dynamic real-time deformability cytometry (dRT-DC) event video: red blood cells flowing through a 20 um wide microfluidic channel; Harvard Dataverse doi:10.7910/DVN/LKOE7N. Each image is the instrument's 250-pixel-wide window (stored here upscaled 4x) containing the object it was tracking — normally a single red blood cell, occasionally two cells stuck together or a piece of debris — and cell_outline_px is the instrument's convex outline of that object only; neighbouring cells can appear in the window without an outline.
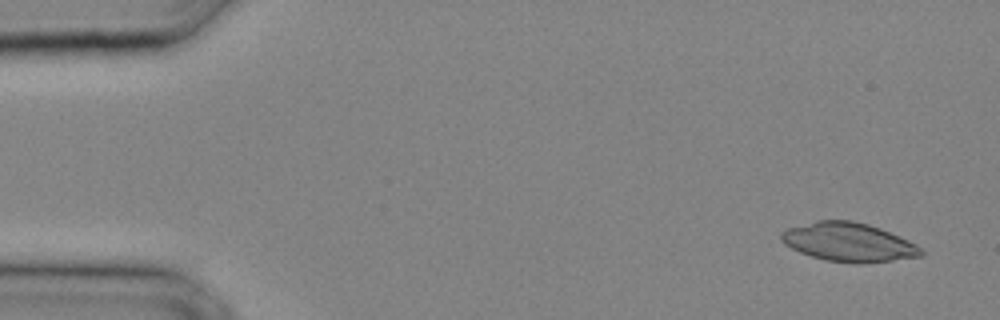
{"species": "common noctule bat (a hibernating species)", "species_latin": "Nyctalus noctula", "temperature_condition": "cold", "stored_images_in_passage": 29, "camera_frame_rate_fps": 3000, "um_per_image_px": 0.085, "animal": {"sex": "male", "body_mass_g": 20.4}, "frame": {"image": 1, "passage_image": 1, "time_ms": 0.0, "image_size_px": [1000, 320], "cell_outline_px": [[924, 256], [892, 260], [828, 260], [812, 256], [800, 252], [784, 244], [780, 240], [780, 232], [788, 228], [816, 220], [852, 220], [868, 224], [880, 228], [908, 240], [916, 244], [924, 252]], "centroid_in_image_um": [72.09, 20.53], "position_along_channel_um": 12.9, "area_um2": 30.63}}